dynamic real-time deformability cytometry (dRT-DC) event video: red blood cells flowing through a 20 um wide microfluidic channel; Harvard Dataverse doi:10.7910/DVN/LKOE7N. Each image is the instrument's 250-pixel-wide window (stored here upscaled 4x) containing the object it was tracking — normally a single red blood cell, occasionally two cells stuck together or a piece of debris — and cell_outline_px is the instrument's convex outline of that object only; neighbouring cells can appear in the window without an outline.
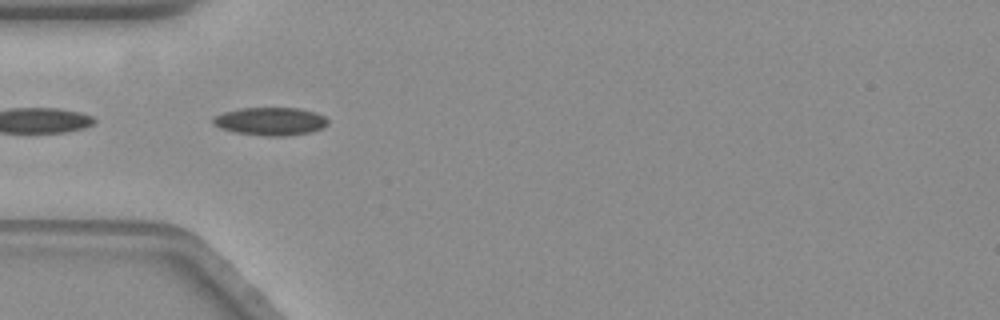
{"species": "common noctule bat (a hibernating species)", "species_latin": "Nyctalus noctula", "temperature_condition": "warm", "stored_images_in_passage": 13, "camera_frame_rate_fps": 3000, "um_per_image_px": 0.085, "animal": {"sex": "female", "body_mass_g": 19.3, "forearm_length_mm": 54.1}, "frame": {"image": 1, "passage_image": 4, "time_ms": 1.0, "image_size_px": [1000, 320], "cell_outline_px": [[328, 124], [312, 132], [284, 136], [264, 136], [236, 132], [220, 128], [212, 124], [212, 120], [216, 116], [224, 112], [240, 108], [300, 108], [316, 112], [324, 116], [328, 120]], "centroid_in_image_um": [23.0, 10.31], "position_along_channel_um": 62.0, "area_um2": 18.73}}